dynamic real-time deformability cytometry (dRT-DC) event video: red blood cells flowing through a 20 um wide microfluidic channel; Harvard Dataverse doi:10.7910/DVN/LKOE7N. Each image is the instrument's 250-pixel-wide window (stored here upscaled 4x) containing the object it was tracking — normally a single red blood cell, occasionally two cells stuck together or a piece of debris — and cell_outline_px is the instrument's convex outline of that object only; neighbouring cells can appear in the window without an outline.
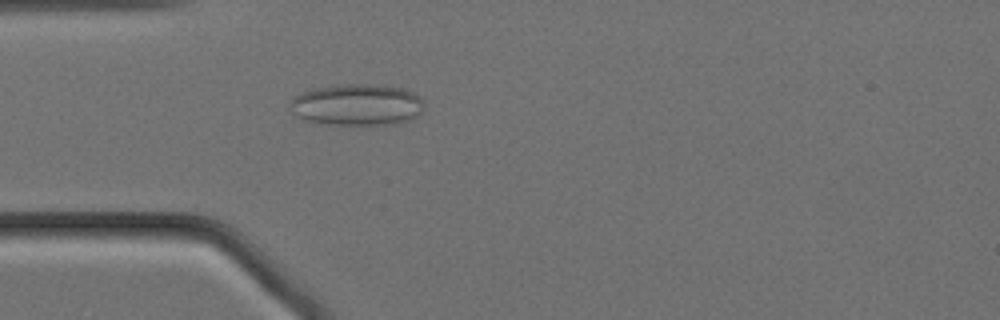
{"species": "Egyptian fruit bat (a non-hibernating species)", "species_latin": "Rousettus aegyptiacus", "temperature_condition": "cold", "stored_images_in_passage": 57, "camera_frame_rate_fps": 3000, "um_per_image_px": 0.085, "animal": {"sex": "female"}, "frame": {"image": 1, "passage_image": 15, "time_ms": 4.667, "image_size_px": [1000, 320], "cell_outline_px": [[424, 104], [420, 112], [416, 116], [408, 120], [396, 124], [316, 124], [304, 120], [292, 112], [288, 104], [296, 96], [312, 88], [352, 84], [368, 84], [404, 88], [420, 96]], "centroid_in_image_um": [30.33, 8.91], "position_along_channel_um": 54.7, "area_um2": 32.37}}
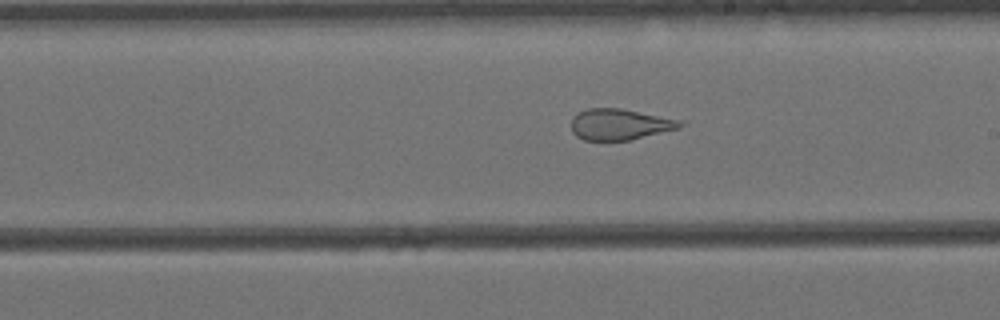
{"frame": {"image": 2, "passage_image": 31, "time_ms": 10.0, "image_size_px": [1000, 320], "cell_outline_px": [[688, 124], [680, 128], [628, 140], [584, 140], [576, 136], [572, 132], [572, 116], [576, 112], [588, 108], [620, 108], [688, 120]], "centroid_in_image_um": [52.76, 10.55], "position_along_channel_um": 236.2, "area_um2": 20.17}}
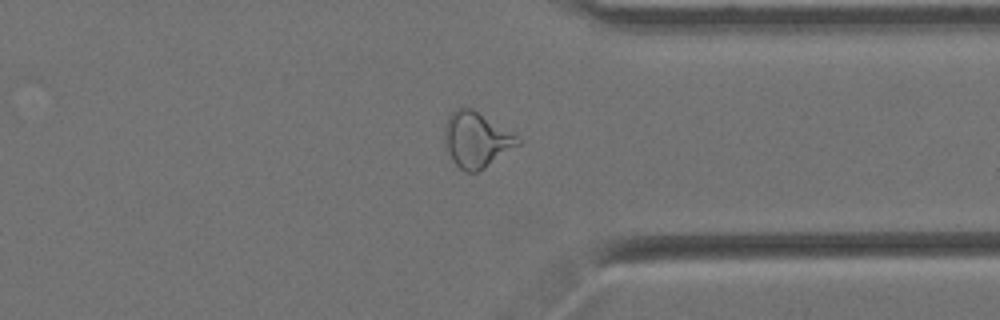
{"frame": {"image": 3, "passage_image": 43, "time_ms": 14.0, "image_size_px": [1000, 320], "cell_outline_px": [[520, 144], [484, 168], [476, 172], [464, 172], [452, 160], [448, 152], [444, 140], [444, 128], [448, 116], [456, 108], [472, 108], [516, 136], [520, 140]], "centroid_in_image_um": [40.45, 11.88], "position_along_channel_um": 370.9, "area_um2": 23.18}, "authors_computed_cell_mechanics": {"area_um2": 24.7384, "velocity_mm_per_s": 3.4597, "shape_relaxation_time_tau1_ms": null, "shape_relaxation_time_tau2_ms": 1.8476, "deformation_change_tau1": null, "deformation_change_tau2": 0.1125}}